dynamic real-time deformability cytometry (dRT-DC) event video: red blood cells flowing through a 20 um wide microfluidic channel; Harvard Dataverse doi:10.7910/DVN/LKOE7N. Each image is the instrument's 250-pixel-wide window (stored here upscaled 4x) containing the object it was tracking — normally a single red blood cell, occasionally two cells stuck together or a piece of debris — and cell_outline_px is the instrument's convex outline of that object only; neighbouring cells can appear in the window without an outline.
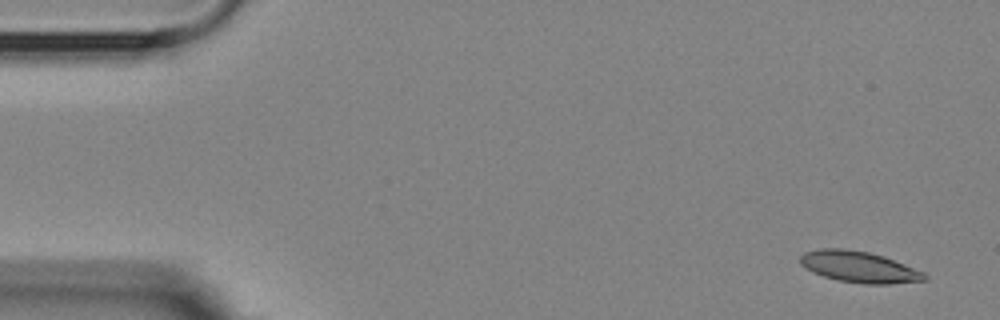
{"species": "Egyptian fruit bat (a non-hibernating species)", "species_latin": "Rousettus aegyptiacus", "temperature_condition": "room temperature", "stored_images_in_passage": 6, "camera_frame_rate_fps": 3000, "um_per_image_px": 0.085, "animal": {"sex": "female"}, "frame": {"image": 1, "passage_image": 1, "time_ms": 0.0, "image_size_px": [1000, 320], "cell_outline_px": [[928, 280], [888, 284], [864, 284], [840, 280], [824, 276], [812, 272], [800, 264], [800, 256], [804, 252], [820, 248], [840, 248], [868, 252], [884, 256], [924, 272], [928, 276]], "centroid_in_image_um": [73.03, 22.68], "position_along_channel_um": 12.0, "area_um2": 22.54}}
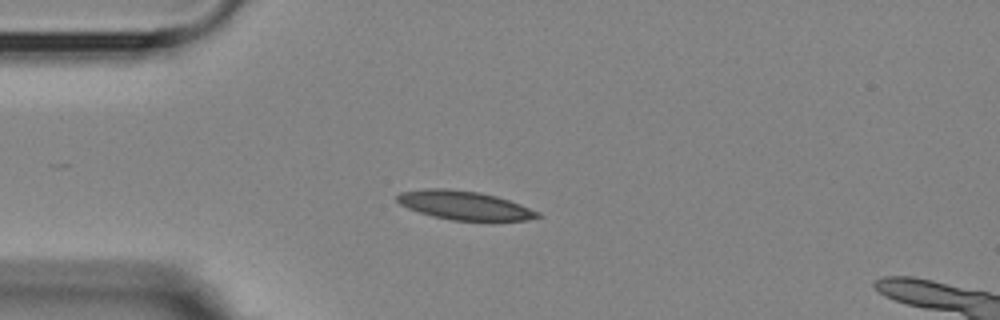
{"frame": {"image": 2, "passage_image": 4, "time_ms": 3.667, "image_size_px": [1000, 320], "cell_outline_px": [[544, 216], [528, 220], [452, 220], [432, 216], [408, 208], [400, 204], [396, 200], [396, 196], [400, 192], [424, 188], [448, 188], [480, 192], [496, 196], [520, 204], [540, 212]], "centroid_in_image_um": [39.47, 17.44], "position_along_channel_um": 45.5, "area_um2": 23.58}}
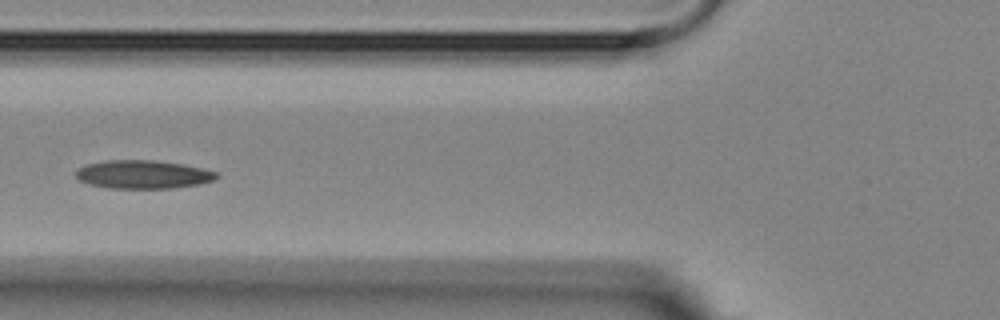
{"frame": {"image": 3, "passage_image": 6, "time_ms": 6.0, "image_size_px": [1000, 320], "cell_outline_px": [[220, 176], [216, 180], [200, 184], [172, 188], [108, 188], [88, 184], [80, 180], [76, 176], [76, 168], [84, 164], [104, 160], [152, 160], [180, 164], [200, 168], [216, 172]], "centroid_in_image_um": [12.12, 14.83], "position_along_channel_um": 113.7, "area_um2": 23.35}}